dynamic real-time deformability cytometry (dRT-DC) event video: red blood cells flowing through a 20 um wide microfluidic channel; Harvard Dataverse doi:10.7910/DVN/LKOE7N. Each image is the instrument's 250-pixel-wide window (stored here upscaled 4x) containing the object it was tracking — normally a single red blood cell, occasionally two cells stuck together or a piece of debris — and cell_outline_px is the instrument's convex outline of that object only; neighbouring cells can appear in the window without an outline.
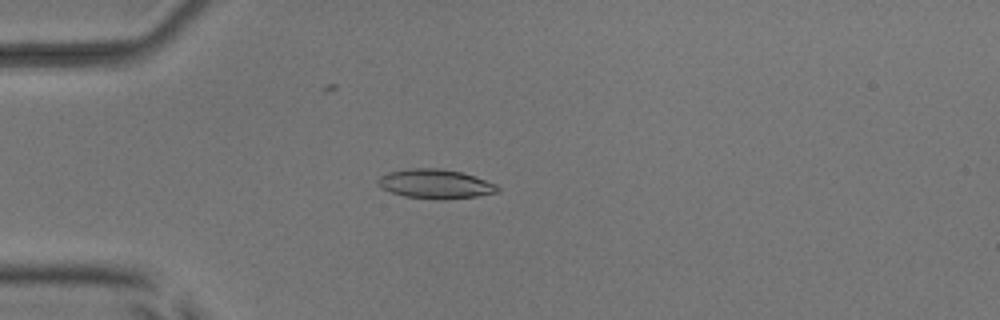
{"species": "common noctule bat (a hibernating species)", "species_latin": "Nyctalus noctula", "temperature_condition": "room temperature", "stored_images_in_passage": 5, "camera_frame_rate_fps": 3000, "um_per_image_px": 0.085, "animal": {"sex": "male", "body_mass_g": 17.9, "forearm_length_mm": 54.2}, "frame": {"image": 1, "passage_image": 5, "time_ms": 4.333, "image_size_px": [1000, 320], "cell_outline_px": [[500, 192], [476, 196], [444, 200], [436, 200], [404, 196], [380, 188], [376, 184], [376, 180], [380, 176], [388, 172], [408, 168], [440, 168], [460, 172], [496, 184], [500, 188]], "centroid_in_image_um": [36.96, 15.64], "position_along_channel_um": 48.0, "area_um2": 20.58}}